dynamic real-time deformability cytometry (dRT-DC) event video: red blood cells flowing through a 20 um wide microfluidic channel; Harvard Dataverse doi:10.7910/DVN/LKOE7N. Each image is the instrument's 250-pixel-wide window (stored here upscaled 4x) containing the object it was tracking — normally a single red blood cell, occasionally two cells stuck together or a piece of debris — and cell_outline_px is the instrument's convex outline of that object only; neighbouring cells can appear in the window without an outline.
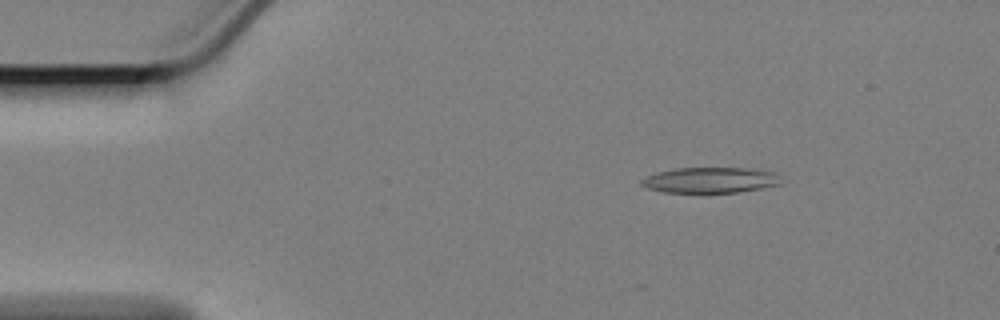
{"species": "Egyptian fruit bat (a non-hibernating species)", "species_latin": "Rousettus aegyptiacus", "temperature_condition": "cold", "stored_images_in_passage": 43, "camera_frame_rate_fps": 3000, "um_per_image_px": 0.085, "animal": {"sex": "female"}, "frame": {"image": 1, "passage_image": 1, "time_ms": 0.0, "image_size_px": [1000, 320], "cell_outline_px": [[780, 184], [760, 188], [736, 192], [708, 196], [664, 192], [648, 188], [640, 184], [640, 180], [644, 176], [676, 168], [748, 168], [776, 172]], "centroid_in_image_um": [60.31, 15.35], "position_along_channel_um": 24.7, "area_um2": 21.62}}
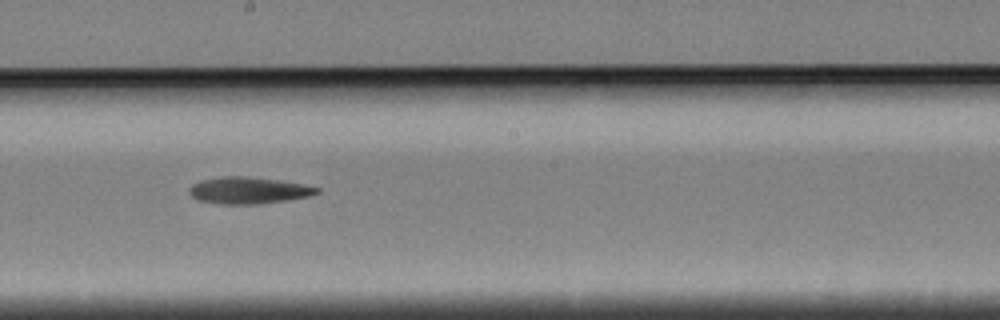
{"frame": {"image": 2, "passage_image": 25, "time_ms": 8.0, "image_size_px": [1000, 320], "cell_outline_px": [[320, 192], [308, 196], [288, 200], [260, 204], [220, 204], [196, 200], [188, 192], [188, 188], [192, 184], [200, 180], [224, 176], [248, 176], [280, 180], [304, 184], [320, 188]], "centroid_in_image_um": [21.1, 16.18], "position_along_channel_um": 227.1, "area_um2": 20.11}}
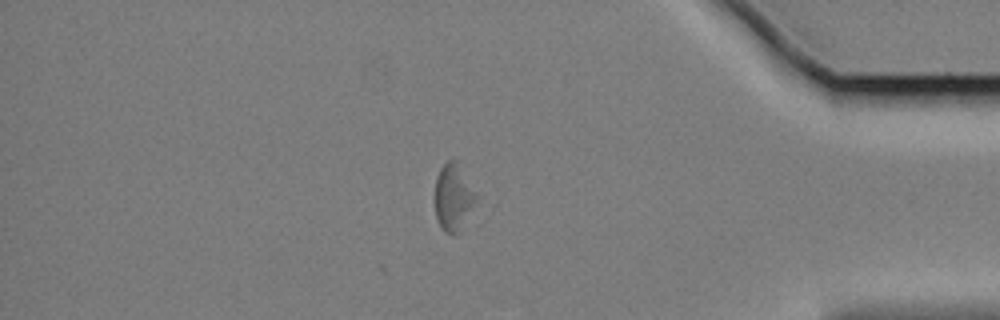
{"frame": {"image": 3, "passage_image": 43, "time_ms": 14.0, "image_size_px": [1000, 320], "cell_outline_px": [[484, 204], [460, 232], [456, 236], [452, 236], [444, 232], [440, 228], [436, 220], [436, 176], [440, 168], [448, 160], [456, 160], [480, 196]], "centroid_in_image_um": [38.69, 16.89], "position_along_channel_um": 396.5, "area_um2": 17.69}}